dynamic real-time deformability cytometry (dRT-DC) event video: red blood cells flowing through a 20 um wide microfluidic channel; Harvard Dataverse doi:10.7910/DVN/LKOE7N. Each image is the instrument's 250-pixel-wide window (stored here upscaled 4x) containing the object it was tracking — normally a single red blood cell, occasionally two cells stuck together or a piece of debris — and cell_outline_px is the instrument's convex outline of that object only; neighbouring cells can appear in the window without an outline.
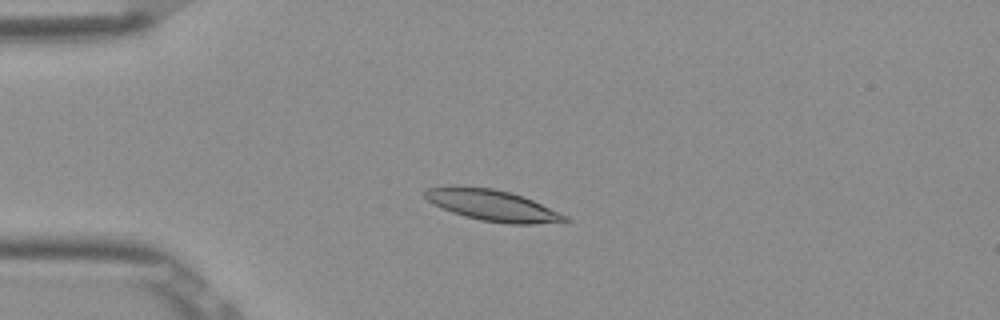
{"species": "Egyptian fruit bat (a non-hibernating species)", "species_latin": "Rousettus aegyptiacus", "temperature_condition": "room temperature", "stored_images_in_passage": 46, "camera_frame_rate_fps": 3000, "um_per_image_px": 0.085, "frame": {"image": 1, "passage_image": 7, "time_ms": 2.0, "image_size_px": [1000, 320], "cell_outline_px": [[572, 220], [532, 224], [508, 224], [480, 220], [464, 216], [452, 212], [432, 204], [424, 196], [424, 192], [428, 188], [492, 188], [512, 192], [524, 196], [568, 216]], "centroid_in_image_um": [41.92, 17.49], "position_along_channel_um": 43.1, "area_um2": 24.8}}
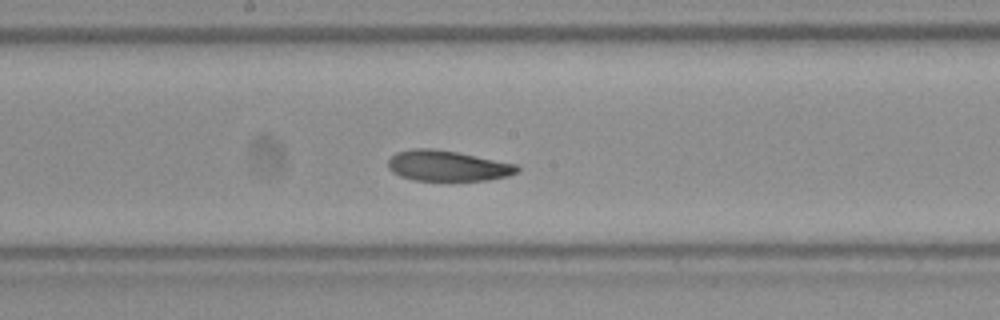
{"frame": {"image": 2, "passage_image": 22, "time_ms": 7.0, "image_size_px": [1000, 320], "cell_outline_px": [[520, 168], [516, 172], [508, 176], [488, 180], [412, 180], [400, 176], [392, 172], [388, 168], [388, 160], [396, 152], [412, 148], [432, 148], [456, 152], [516, 164]], "centroid_in_image_um": [38.0, 14.09], "position_along_channel_um": 210.2, "area_um2": 22.89}}
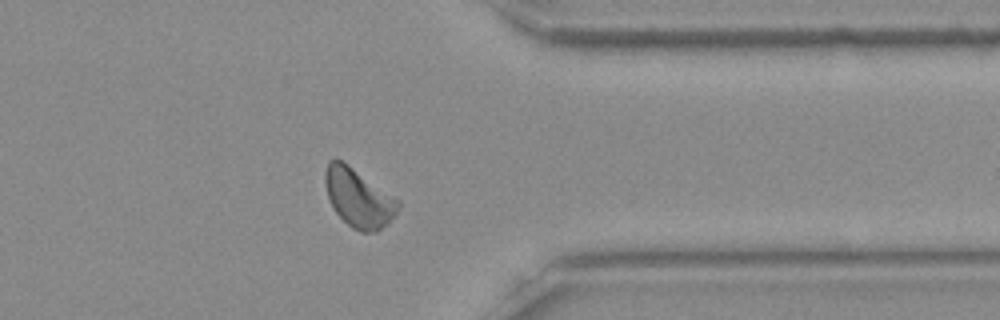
{"frame": {"image": 3, "passage_image": 36, "time_ms": 11.667, "image_size_px": [1000, 320], "cell_outline_px": [[400, 204], [396, 212], [388, 224], [376, 232], [360, 232], [352, 228], [336, 212], [328, 196], [324, 184], [324, 172], [328, 160], [340, 160], [348, 164], [400, 200]], "centroid_in_image_um": [30.48, 16.82], "position_along_channel_um": 380.9, "area_um2": 24.8}, "authors_computed_cell_mechanics": {"area_um2": 24.0159, "velocity_mm_per_s": 3.8329, "shape_relaxation_time_tau1_ms": 4.0577, "shape_relaxation_time_tau2_ms": 1.8795, "deformation_change_tau1": 0.1275, "deformation_change_tau2": 0.0704}}